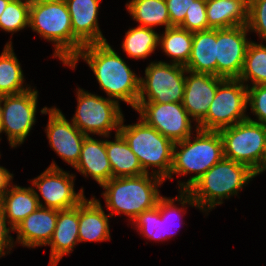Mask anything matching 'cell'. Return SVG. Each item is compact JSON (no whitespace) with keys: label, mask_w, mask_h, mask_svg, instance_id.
I'll return each instance as SVG.
<instances>
[{"label":"cell","mask_w":266,"mask_h":266,"mask_svg":"<svg viewBox=\"0 0 266 266\" xmlns=\"http://www.w3.org/2000/svg\"><path fill=\"white\" fill-rule=\"evenodd\" d=\"M81 57L88 63L100 88L110 99L115 98L118 103L122 100L136 109L140 93V77L127 66L107 41L84 45L67 66L75 69Z\"/></svg>","instance_id":"obj_1"},{"label":"cell","mask_w":266,"mask_h":266,"mask_svg":"<svg viewBox=\"0 0 266 266\" xmlns=\"http://www.w3.org/2000/svg\"><path fill=\"white\" fill-rule=\"evenodd\" d=\"M148 174L129 177L111 178L101 185L106 191L102 194L105 198L107 209L113 214H125L132 221L143 211L150 210L157 205L160 191L157 189L163 179Z\"/></svg>","instance_id":"obj_2"},{"label":"cell","mask_w":266,"mask_h":266,"mask_svg":"<svg viewBox=\"0 0 266 266\" xmlns=\"http://www.w3.org/2000/svg\"><path fill=\"white\" fill-rule=\"evenodd\" d=\"M197 136L191 141V136L176 142L173 149L172 174L187 175L196 173L187 182H179L182 190H188L211 167L224 158L223 143L219 131L201 130L196 126ZM178 146L181 150L178 151Z\"/></svg>","instance_id":"obj_3"},{"label":"cell","mask_w":266,"mask_h":266,"mask_svg":"<svg viewBox=\"0 0 266 266\" xmlns=\"http://www.w3.org/2000/svg\"><path fill=\"white\" fill-rule=\"evenodd\" d=\"M256 175L247 165L223 158L187 191L200 210H211L222 204L224 198L229 199V196L237 195Z\"/></svg>","instance_id":"obj_4"},{"label":"cell","mask_w":266,"mask_h":266,"mask_svg":"<svg viewBox=\"0 0 266 266\" xmlns=\"http://www.w3.org/2000/svg\"><path fill=\"white\" fill-rule=\"evenodd\" d=\"M29 27L54 42V57L65 65L73 60L71 17L64 0H31Z\"/></svg>","instance_id":"obj_5"},{"label":"cell","mask_w":266,"mask_h":266,"mask_svg":"<svg viewBox=\"0 0 266 266\" xmlns=\"http://www.w3.org/2000/svg\"><path fill=\"white\" fill-rule=\"evenodd\" d=\"M123 121L124 117L119 133L137 156L144 172L148 174V167H157L159 169L153 170V175L165 181L170 175L175 143L148 126L142 119L133 125H123Z\"/></svg>","instance_id":"obj_6"},{"label":"cell","mask_w":266,"mask_h":266,"mask_svg":"<svg viewBox=\"0 0 266 266\" xmlns=\"http://www.w3.org/2000/svg\"><path fill=\"white\" fill-rule=\"evenodd\" d=\"M219 133L224 158L247 165L257 175L263 172L266 125L246 119Z\"/></svg>","instance_id":"obj_7"},{"label":"cell","mask_w":266,"mask_h":266,"mask_svg":"<svg viewBox=\"0 0 266 266\" xmlns=\"http://www.w3.org/2000/svg\"><path fill=\"white\" fill-rule=\"evenodd\" d=\"M77 100V110L71 121L84 135L93 133L108 137L113 129H116V134L119 133L123 114L117 101L80 88Z\"/></svg>","instance_id":"obj_8"},{"label":"cell","mask_w":266,"mask_h":266,"mask_svg":"<svg viewBox=\"0 0 266 266\" xmlns=\"http://www.w3.org/2000/svg\"><path fill=\"white\" fill-rule=\"evenodd\" d=\"M184 73H187L184 65L151 62L145 69V79L140 78L137 103H182L185 91Z\"/></svg>","instance_id":"obj_9"},{"label":"cell","mask_w":266,"mask_h":266,"mask_svg":"<svg viewBox=\"0 0 266 266\" xmlns=\"http://www.w3.org/2000/svg\"><path fill=\"white\" fill-rule=\"evenodd\" d=\"M247 86L239 79H223L217 87L207 116L197 125L198 129L219 131L246 120Z\"/></svg>","instance_id":"obj_10"},{"label":"cell","mask_w":266,"mask_h":266,"mask_svg":"<svg viewBox=\"0 0 266 266\" xmlns=\"http://www.w3.org/2000/svg\"><path fill=\"white\" fill-rule=\"evenodd\" d=\"M38 91L31 88L19 94L2 95L0 133L6 132L11 147L24 142L35 123Z\"/></svg>","instance_id":"obj_11"},{"label":"cell","mask_w":266,"mask_h":266,"mask_svg":"<svg viewBox=\"0 0 266 266\" xmlns=\"http://www.w3.org/2000/svg\"><path fill=\"white\" fill-rule=\"evenodd\" d=\"M141 119L174 143L191 136L190 116L182 103H137Z\"/></svg>","instance_id":"obj_12"},{"label":"cell","mask_w":266,"mask_h":266,"mask_svg":"<svg viewBox=\"0 0 266 266\" xmlns=\"http://www.w3.org/2000/svg\"><path fill=\"white\" fill-rule=\"evenodd\" d=\"M75 175L63 171L54 161L34 180L36 186L45 201V208L64 210L77 206L84 198L81 188L79 193L74 191Z\"/></svg>","instance_id":"obj_13"},{"label":"cell","mask_w":266,"mask_h":266,"mask_svg":"<svg viewBox=\"0 0 266 266\" xmlns=\"http://www.w3.org/2000/svg\"><path fill=\"white\" fill-rule=\"evenodd\" d=\"M247 32V25L216 29L217 76L239 78L250 43Z\"/></svg>","instance_id":"obj_14"},{"label":"cell","mask_w":266,"mask_h":266,"mask_svg":"<svg viewBox=\"0 0 266 266\" xmlns=\"http://www.w3.org/2000/svg\"><path fill=\"white\" fill-rule=\"evenodd\" d=\"M41 113L49 114L46 135L51 148L74 168L79 161L81 148L87 136L70 123L59 109L44 107Z\"/></svg>","instance_id":"obj_15"},{"label":"cell","mask_w":266,"mask_h":266,"mask_svg":"<svg viewBox=\"0 0 266 266\" xmlns=\"http://www.w3.org/2000/svg\"><path fill=\"white\" fill-rule=\"evenodd\" d=\"M64 1L71 17L74 59L84 45L106 42L97 20L101 0Z\"/></svg>","instance_id":"obj_16"},{"label":"cell","mask_w":266,"mask_h":266,"mask_svg":"<svg viewBox=\"0 0 266 266\" xmlns=\"http://www.w3.org/2000/svg\"><path fill=\"white\" fill-rule=\"evenodd\" d=\"M182 105L192 119L199 124L206 116L219 83L224 79L209 73L187 70Z\"/></svg>","instance_id":"obj_17"},{"label":"cell","mask_w":266,"mask_h":266,"mask_svg":"<svg viewBox=\"0 0 266 266\" xmlns=\"http://www.w3.org/2000/svg\"><path fill=\"white\" fill-rule=\"evenodd\" d=\"M58 218V210L38 207L21 221L13 231L18 233L17 241L28 248L48 245Z\"/></svg>","instance_id":"obj_18"},{"label":"cell","mask_w":266,"mask_h":266,"mask_svg":"<svg viewBox=\"0 0 266 266\" xmlns=\"http://www.w3.org/2000/svg\"><path fill=\"white\" fill-rule=\"evenodd\" d=\"M79 204L73 208L58 210V218L53 236L48 245L51 246L49 266H57L60 259L73 251L79 242Z\"/></svg>","instance_id":"obj_19"},{"label":"cell","mask_w":266,"mask_h":266,"mask_svg":"<svg viewBox=\"0 0 266 266\" xmlns=\"http://www.w3.org/2000/svg\"><path fill=\"white\" fill-rule=\"evenodd\" d=\"M78 172L91 176L100 186L112 178V168L106 151V140L98 141L87 136L84 139L78 163Z\"/></svg>","instance_id":"obj_20"},{"label":"cell","mask_w":266,"mask_h":266,"mask_svg":"<svg viewBox=\"0 0 266 266\" xmlns=\"http://www.w3.org/2000/svg\"><path fill=\"white\" fill-rule=\"evenodd\" d=\"M101 203L97 199L87 200L86 197L79 203V242L105 241L110 239L109 219Z\"/></svg>","instance_id":"obj_21"},{"label":"cell","mask_w":266,"mask_h":266,"mask_svg":"<svg viewBox=\"0 0 266 266\" xmlns=\"http://www.w3.org/2000/svg\"><path fill=\"white\" fill-rule=\"evenodd\" d=\"M1 208L7 223L14 228L27 216L33 213L39 206L44 207L40 202L38 193L32 187H20L12 185L1 196Z\"/></svg>","instance_id":"obj_22"},{"label":"cell","mask_w":266,"mask_h":266,"mask_svg":"<svg viewBox=\"0 0 266 266\" xmlns=\"http://www.w3.org/2000/svg\"><path fill=\"white\" fill-rule=\"evenodd\" d=\"M249 0H206L208 26L211 29L245 26Z\"/></svg>","instance_id":"obj_23"},{"label":"cell","mask_w":266,"mask_h":266,"mask_svg":"<svg viewBox=\"0 0 266 266\" xmlns=\"http://www.w3.org/2000/svg\"><path fill=\"white\" fill-rule=\"evenodd\" d=\"M184 66L191 72L217 76L216 29L193 33L191 54Z\"/></svg>","instance_id":"obj_24"},{"label":"cell","mask_w":266,"mask_h":266,"mask_svg":"<svg viewBox=\"0 0 266 266\" xmlns=\"http://www.w3.org/2000/svg\"><path fill=\"white\" fill-rule=\"evenodd\" d=\"M106 151L112 168V178L145 174L137 156L120 133L115 134V141L106 140Z\"/></svg>","instance_id":"obj_25"},{"label":"cell","mask_w":266,"mask_h":266,"mask_svg":"<svg viewBox=\"0 0 266 266\" xmlns=\"http://www.w3.org/2000/svg\"><path fill=\"white\" fill-rule=\"evenodd\" d=\"M23 82V71L10 41L0 55V96L19 94L30 89L24 88Z\"/></svg>","instance_id":"obj_26"},{"label":"cell","mask_w":266,"mask_h":266,"mask_svg":"<svg viewBox=\"0 0 266 266\" xmlns=\"http://www.w3.org/2000/svg\"><path fill=\"white\" fill-rule=\"evenodd\" d=\"M126 6L132 18L140 23L139 26L153 28L165 25V29L171 27L165 0H131Z\"/></svg>","instance_id":"obj_27"},{"label":"cell","mask_w":266,"mask_h":266,"mask_svg":"<svg viewBox=\"0 0 266 266\" xmlns=\"http://www.w3.org/2000/svg\"><path fill=\"white\" fill-rule=\"evenodd\" d=\"M193 33L179 26L165 29L162 36L159 35V45L172 58L173 63L185 65L191 54Z\"/></svg>","instance_id":"obj_28"},{"label":"cell","mask_w":266,"mask_h":266,"mask_svg":"<svg viewBox=\"0 0 266 266\" xmlns=\"http://www.w3.org/2000/svg\"><path fill=\"white\" fill-rule=\"evenodd\" d=\"M159 34L153 28L138 26L126 32L122 47L127 55L135 59H144L159 45Z\"/></svg>","instance_id":"obj_29"},{"label":"cell","mask_w":266,"mask_h":266,"mask_svg":"<svg viewBox=\"0 0 266 266\" xmlns=\"http://www.w3.org/2000/svg\"><path fill=\"white\" fill-rule=\"evenodd\" d=\"M238 79L243 83L251 79L252 85H266V46L249 43Z\"/></svg>","instance_id":"obj_30"},{"label":"cell","mask_w":266,"mask_h":266,"mask_svg":"<svg viewBox=\"0 0 266 266\" xmlns=\"http://www.w3.org/2000/svg\"><path fill=\"white\" fill-rule=\"evenodd\" d=\"M31 0H10L0 15V28L8 32H17L29 27Z\"/></svg>","instance_id":"obj_31"},{"label":"cell","mask_w":266,"mask_h":266,"mask_svg":"<svg viewBox=\"0 0 266 266\" xmlns=\"http://www.w3.org/2000/svg\"><path fill=\"white\" fill-rule=\"evenodd\" d=\"M133 221L145 237L158 241L166 239L164 221L159 211V199L154 208L143 211Z\"/></svg>","instance_id":"obj_32"},{"label":"cell","mask_w":266,"mask_h":266,"mask_svg":"<svg viewBox=\"0 0 266 266\" xmlns=\"http://www.w3.org/2000/svg\"><path fill=\"white\" fill-rule=\"evenodd\" d=\"M177 199L176 198L175 199L174 198H166L163 196H161L159 198V211H160L161 219L164 221L166 239L170 238V235L173 236V234L170 232H169L170 234H168L169 237L166 234L171 229V228L169 229V226H172V225H169L170 223L172 224V222H170L171 216L175 215V213H176L175 216H177L178 215L177 213L181 212V210H182V208L181 209L177 208V206L174 205L175 204L174 201H180L181 202L180 204L182 207L187 203L189 205L197 207L196 202L193 200L191 194L187 190H180V195L177 196ZM175 216H174V219H175Z\"/></svg>","instance_id":"obj_33"},{"label":"cell","mask_w":266,"mask_h":266,"mask_svg":"<svg viewBox=\"0 0 266 266\" xmlns=\"http://www.w3.org/2000/svg\"><path fill=\"white\" fill-rule=\"evenodd\" d=\"M189 32H199L211 29L208 26L206 0H195L188 8L183 23L179 26Z\"/></svg>","instance_id":"obj_34"},{"label":"cell","mask_w":266,"mask_h":266,"mask_svg":"<svg viewBox=\"0 0 266 266\" xmlns=\"http://www.w3.org/2000/svg\"><path fill=\"white\" fill-rule=\"evenodd\" d=\"M247 27L266 41V0H249Z\"/></svg>","instance_id":"obj_35"},{"label":"cell","mask_w":266,"mask_h":266,"mask_svg":"<svg viewBox=\"0 0 266 266\" xmlns=\"http://www.w3.org/2000/svg\"><path fill=\"white\" fill-rule=\"evenodd\" d=\"M247 104L258 121L252 120L249 116L247 119L266 125V85L247 86Z\"/></svg>","instance_id":"obj_36"},{"label":"cell","mask_w":266,"mask_h":266,"mask_svg":"<svg viewBox=\"0 0 266 266\" xmlns=\"http://www.w3.org/2000/svg\"><path fill=\"white\" fill-rule=\"evenodd\" d=\"M195 0H165L172 26H180L186 12Z\"/></svg>","instance_id":"obj_37"},{"label":"cell","mask_w":266,"mask_h":266,"mask_svg":"<svg viewBox=\"0 0 266 266\" xmlns=\"http://www.w3.org/2000/svg\"><path fill=\"white\" fill-rule=\"evenodd\" d=\"M6 218L4 216L3 210L0 206V257L6 254V250L13 248V238L9 235V232L13 231V228L6 226ZM12 229V230H11ZM11 230V231H10ZM5 250V252H4Z\"/></svg>","instance_id":"obj_38"},{"label":"cell","mask_w":266,"mask_h":266,"mask_svg":"<svg viewBox=\"0 0 266 266\" xmlns=\"http://www.w3.org/2000/svg\"><path fill=\"white\" fill-rule=\"evenodd\" d=\"M12 178L13 174L0 166V197L8 190V186L11 187L10 181Z\"/></svg>","instance_id":"obj_39"},{"label":"cell","mask_w":266,"mask_h":266,"mask_svg":"<svg viewBox=\"0 0 266 266\" xmlns=\"http://www.w3.org/2000/svg\"><path fill=\"white\" fill-rule=\"evenodd\" d=\"M10 0H0V15L3 13Z\"/></svg>","instance_id":"obj_40"},{"label":"cell","mask_w":266,"mask_h":266,"mask_svg":"<svg viewBox=\"0 0 266 266\" xmlns=\"http://www.w3.org/2000/svg\"><path fill=\"white\" fill-rule=\"evenodd\" d=\"M266 170V139H265V148H264V155H263V171Z\"/></svg>","instance_id":"obj_41"},{"label":"cell","mask_w":266,"mask_h":266,"mask_svg":"<svg viewBox=\"0 0 266 266\" xmlns=\"http://www.w3.org/2000/svg\"><path fill=\"white\" fill-rule=\"evenodd\" d=\"M1 105H2V102H1V96H0V124H1Z\"/></svg>","instance_id":"obj_42"}]
</instances>
